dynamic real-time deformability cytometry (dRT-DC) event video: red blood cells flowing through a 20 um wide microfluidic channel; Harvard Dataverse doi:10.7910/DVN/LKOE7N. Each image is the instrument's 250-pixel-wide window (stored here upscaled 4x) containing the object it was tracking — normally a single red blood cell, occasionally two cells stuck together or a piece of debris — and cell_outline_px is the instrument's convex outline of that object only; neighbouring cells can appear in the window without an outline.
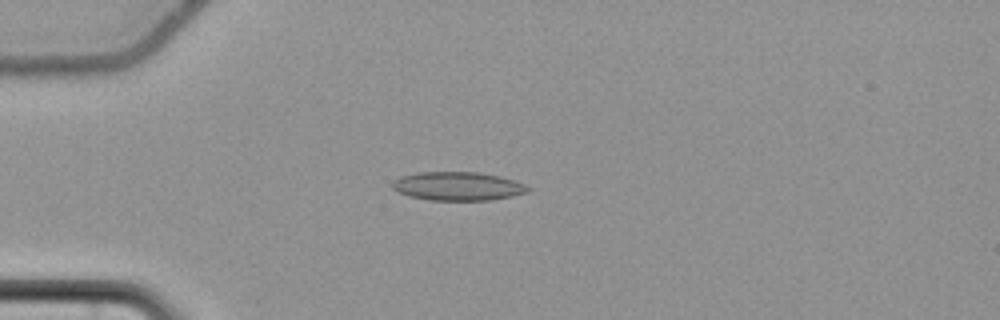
{"species": "common noctule bat (a hibernating species)", "species_latin": "Nyctalus noctula", "temperature_condition": "cold", "stored_images_in_passage": 57, "camera_frame_rate_fps": 3000, "um_per_image_px": 0.085, "animal": {"sex": "female", "body_mass_g": 22.7, "forearm_length_mm": 54.2}, "frame": {"image": 1, "passage_image": 16, "time_ms": 5.0, "image_size_px": [1000, 320], "cell_outline_px": [[532, 188], [528, 192], [512, 196], [492, 200], [432, 200], [408, 196], [396, 192], [392, 188], [392, 184], [400, 176], [416, 172], [480, 172], [500, 176], [524, 184]], "centroid_in_image_um": [38.91, 15.82], "position_along_channel_um": 46.1, "area_um2": 22.72}}
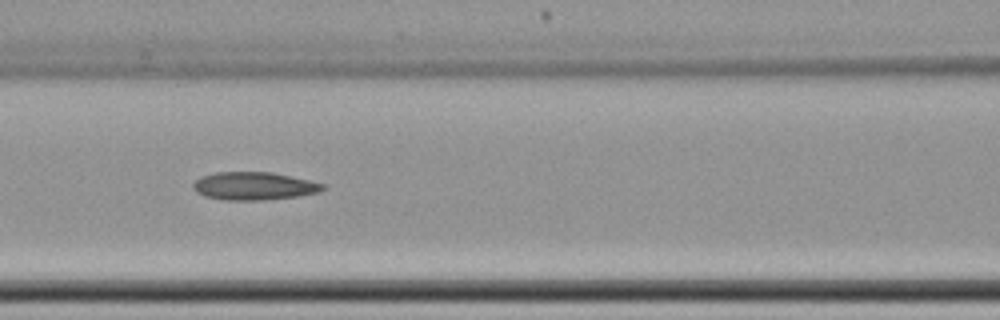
{"frame": {"image": 2, "passage_image": 26, "time_ms": 8.333, "image_size_px": [1000, 320], "cell_outline_px": [[328, 188], [320, 192], [296, 196], [264, 200], [224, 200], [204, 196], [196, 192], [192, 188], [192, 184], [200, 176], [216, 172], [272, 172], [312, 180], [324, 184]], "centroid_in_image_um": [21.6, 15.8], "position_along_channel_um": 145.0, "area_um2": 21.39}}
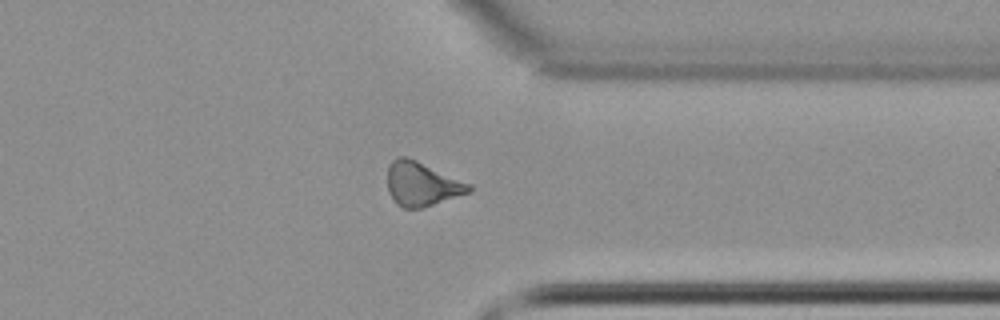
{"frame": {"image": 3, "passage_image": 45, "time_ms": 14.667, "image_size_px": [1000, 320], "cell_outline_px": [[472, 192], [424, 208], [404, 208], [396, 204], [388, 192], [388, 164], [396, 156], [404, 156], [416, 160], [472, 184]], "centroid_in_image_um": [35.87, 15.65], "position_along_channel_um": 375.5, "area_um2": 21.21}}